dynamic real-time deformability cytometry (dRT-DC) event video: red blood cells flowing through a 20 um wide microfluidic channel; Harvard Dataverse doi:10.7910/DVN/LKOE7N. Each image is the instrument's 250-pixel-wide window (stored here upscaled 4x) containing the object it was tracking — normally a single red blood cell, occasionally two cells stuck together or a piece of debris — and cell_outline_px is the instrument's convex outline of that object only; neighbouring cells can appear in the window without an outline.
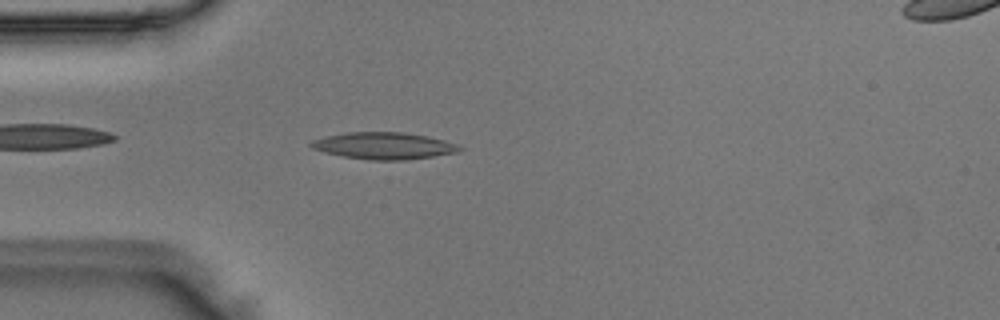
{"species": "Egyptian fruit bat (a non-hibernating species)", "species_latin": "Rousettus aegyptiacus", "temperature_condition": "room temperature", "stored_images_in_passage": 38, "camera_frame_rate_fps": 3000, "um_per_image_px": 0.085, "animal": {"sex": "male"}, "frame": {"image": 1, "passage_image": 1, "time_ms": 0.0, "image_size_px": [1000, 320], "cell_outline_px": [[464, 148], [456, 152], [408, 160], [368, 160], [344, 156], [324, 152], [312, 148], [308, 144], [312, 140], [324, 136], [348, 132], [404, 132], [428, 136], [444, 140], [456, 144]], "centroid_in_image_um": [32.6, 12.38], "position_along_channel_um": 52.4, "area_um2": 23.24}}
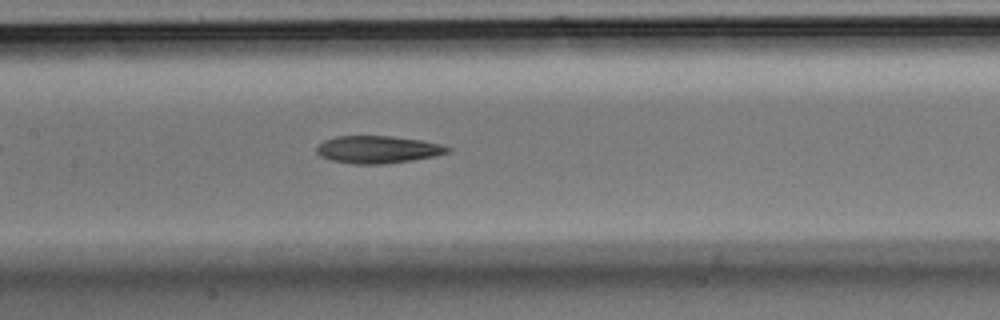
{"frame": {"image": 2, "passage_image": 11, "time_ms": 3.333, "image_size_px": [1000, 320], "cell_outline_px": [[452, 148], [448, 152], [436, 156], [388, 164], [352, 164], [332, 160], [320, 156], [316, 152], [316, 148], [324, 140], [336, 136], [392, 136], [420, 140], [444, 144]], "centroid_in_image_um": [32.14, 12.71], "position_along_channel_um": 175.3, "area_um2": 21.1}}
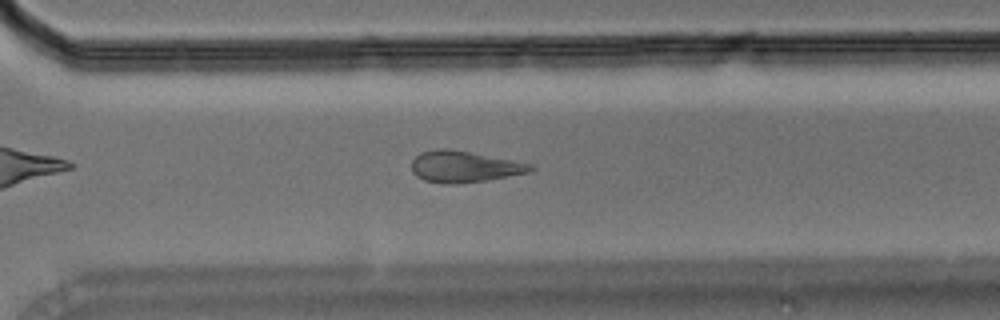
{"frame": {"image": 3, "passage_image": 23, "time_ms": 7.333, "image_size_px": [1000, 320], "cell_outline_px": [[536, 168], [532, 172], [484, 180], [456, 184], [444, 184], [424, 180], [416, 176], [412, 172], [412, 160], [420, 152], [436, 148], [448, 148], [512, 160], [532, 164]], "centroid_in_image_um": [39.44, 14.16], "position_along_channel_um": 331.2, "area_um2": 21.73}}